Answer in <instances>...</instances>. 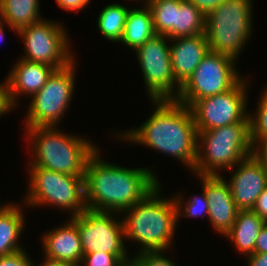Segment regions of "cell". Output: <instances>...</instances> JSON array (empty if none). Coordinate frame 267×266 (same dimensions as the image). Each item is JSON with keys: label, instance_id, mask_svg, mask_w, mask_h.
<instances>
[{"label": "cell", "instance_id": "38", "mask_svg": "<svg viewBox=\"0 0 267 266\" xmlns=\"http://www.w3.org/2000/svg\"><path fill=\"white\" fill-rule=\"evenodd\" d=\"M44 258L45 260L40 266H73L70 263L59 261V260H54L46 256ZM32 266H35L33 262H32Z\"/></svg>", "mask_w": 267, "mask_h": 266}, {"label": "cell", "instance_id": "31", "mask_svg": "<svg viewBox=\"0 0 267 266\" xmlns=\"http://www.w3.org/2000/svg\"><path fill=\"white\" fill-rule=\"evenodd\" d=\"M12 108H15L10 100L9 96V85L6 79V82L3 84L0 83V117L7 112H10ZM10 110V111H9Z\"/></svg>", "mask_w": 267, "mask_h": 266}, {"label": "cell", "instance_id": "26", "mask_svg": "<svg viewBox=\"0 0 267 266\" xmlns=\"http://www.w3.org/2000/svg\"><path fill=\"white\" fill-rule=\"evenodd\" d=\"M255 116L249 115L250 141L252 147L261 139L267 138V88L257 103Z\"/></svg>", "mask_w": 267, "mask_h": 266}, {"label": "cell", "instance_id": "15", "mask_svg": "<svg viewBox=\"0 0 267 266\" xmlns=\"http://www.w3.org/2000/svg\"><path fill=\"white\" fill-rule=\"evenodd\" d=\"M209 206L208 219L213 229L225 235L234 224L239 209L228 182L221 175H199Z\"/></svg>", "mask_w": 267, "mask_h": 266}, {"label": "cell", "instance_id": "24", "mask_svg": "<svg viewBox=\"0 0 267 266\" xmlns=\"http://www.w3.org/2000/svg\"><path fill=\"white\" fill-rule=\"evenodd\" d=\"M129 9L124 5L113 3L100 11L97 25L101 34L112 42H120Z\"/></svg>", "mask_w": 267, "mask_h": 266}, {"label": "cell", "instance_id": "20", "mask_svg": "<svg viewBox=\"0 0 267 266\" xmlns=\"http://www.w3.org/2000/svg\"><path fill=\"white\" fill-rule=\"evenodd\" d=\"M22 212L18 204L8 203L0 206V257L23 249L18 241L25 226Z\"/></svg>", "mask_w": 267, "mask_h": 266}, {"label": "cell", "instance_id": "28", "mask_svg": "<svg viewBox=\"0 0 267 266\" xmlns=\"http://www.w3.org/2000/svg\"><path fill=\"white\" fill-rule=\"evenodd\" d=\"M129 255H113L110 253L95 252L84 254V266H127L131 262Z\"/></svg>", "mask_w": 267, "mask_h": 266}, {"label": "cell", "instance_id": "33", "mask_svg": "<svg viewBox=\"0 0 267 266\" xmlns=\"http://www.w3.org/2000/svg\"><path fill=\"white\" fill-rule=\"evenodd\" d=\"M197 7L205 16L212 12L216 7H218L225 0H186Z\"/></svg>", "mask_w": 267, "mask_h": 266}, {"label": "cell", "instance_id": "40", "mask_svg": "<svg viewBox=\"0 0 267 266\" xmlns=\"http://www.w3.org/2000/svg\"><path fill=\"white\" fill-rule=\"evenodd\" d=\"M127 266H137L132 260Z\"/></svg>", "mask_w": 267, "mask_h": 266}, {"label": "cell", "instance_id": "9", "mask_svg": "<svg viewBox=\"0 0 267 266\" xmlns=\"http://www.w3.org/2000/svg\"><path fill=\"white\" fill-rule=\"evenodd\" d=\"M75 60L55 70L39 92L32 96L26 115V128L57 126L69 109L75 86Z\"/></svg>", "mask_w": 267, "mask_h": 266}, {"label": "cell", "instance_id": "13", "mask_svg": "<svg viewBox=\"0 0 267 266\" xmlns=\"http://www.w3.org/2000/svg\"><path fill=\"white\" fill-rule=\"evenodd\" d=\"M115 213L86 208L71 217L77 225L84 254L103 252L113 255H129L124 244L123 220H116Z\"/></svg>", "mask_w": 267, "mask_h": 266}, {"label": "cell", "instance_id": "1", "mask_svg": "<svg viewBox=\"0 0 267 266\" xmlns=\"http://www.w3.org/2000/svg\"><path fill=\"white\" fill-rule=\"evenodd\" d=\"M98 151L89 157L85 168L86 208L124 213L160 185L151 169L124 168L107 163Z\"/></svg>", "mask_w": 267, "mask_h": 266}, {"label": "cell", "instance_id": "6", "mask_svg": "<svg viewBox=\"0 0 267 266\" xmlns=\"http://www.w3.org/2000/svg\"><path fill=\"white\" fill-rule=\"evenodd\" d=\"M252 0H225L206 16L209 49L236 61L252 32Z\"/></svg>", "mask_w": 267, "mask_h": 266}, {"label": "cell", "instance_id": "16", "mask_svg": "<svg viewBox=\"0 0 267 266\" xmlns=\"http://www.w3.org/2000/svg\"><path fill=\"white\" fill-rule=\"evenodd\" d=\"M172 72L182 86L210 51L205 33L170 39Z\"/></svg>", "mask_w": 267, "mask_h": 266}, {"label": "cell", "instance_id": "8", "mask_svg": "<svg viewBox=\"0 0 267 266\" xmlns=\"http://www.w3.org/2000/svg\"><path fill=\"white\" fill-rule=\"evenodd\" d=\"M236 60L228 55L209 51L193 74L181 86L176 101L191 107L197 100L231 89L241 76Z\"/></svg>", "mask_w": 267, "mask_h": 266}, {"label": "cell", "instance_id": "3", "mask_svg": "<svg viewBox=\"0 0 267 266\" xmlns=\"http://www.w3.org/2000/svg\"><path fill=\"white\" fill-rule=\"evenodd\" d=\"M161 185L125 211L124 238L141 245L138 252L167 249L173 242L178 216L174 198L159 196Z\"/></svg>", "mask_w": 267, "mask_h": 266}, {"label": "cell", "instance_id": "11", "mask_svg": "<svg viewBox=\"0 0 267 266\" xmlns=\"http://www.w3.org/2000/svg\"><path fill=\"white\" fill-rule=\"evenodd\" d=\"M16 33L23 39L26 56L21 58L24 60L44 63L56 70L75 60L69 49L68 35L57 22L41 19Z\"/></svg>", "mask_w": 267, "mask_h": 266}, {"label": "cell", "instance_id": "35", "mask_svg": "<svg viewBox=\"0 0 267 266\" xmlns=\"http://www.w3.org/2000/svg\"><path fill=\"white\" fill-rule=\"evenodd\" d=\"M59 7L66 11H76L82 10L84 7L88 6L90 0H55Z\"/></svg>", "mask_w": 267, "mask_h": 266}, {"label": "cell", "instance_id": "23", "mask_svg": "<svg viewBox=\"0 0 267 266\" xmlns=\"http://www.w3.org/2000/svg\"><path fill=\"white\" fill-rule=\"evenodd\" d=\"M206 16L192 3L183 0L176 8L175 38L205 33Z\"/></svg>", "mask_w": 267, "mask_h": 266}, {"label": "cell", "instance_id": "32", "mask_svg": "<svg viewBox=\"0 0 267 266\" xmlns=\"http://www.w3.org/2000/svg\"><path fill=\"white\" fill-rule=\"evenodd\" d=\"M252 155L263 165L267 170V138L259 140L252 147Z\"/></svg>", "mask_w": 267, "mask_h": 266}, {"label": "cell", "instance_id": "34", "mask_svg": "<svg viewBox=\"0 0 267 266\" xmlns=\"http://www.w3.org/2000/svg\"><path fill=\"white\" fill-rule=\"evenodd\" d=\"M252 211L260 216L267 223V187L262 194L257 198Z\"/></svg>", "mask_w": 267, "mask_h": 266}, {"label": "cell", "instance_id": "10", "mask_svg": "<svg viewBox=\"0 0 267 266\" xmlns=\"http://www.w3.org/2000/svg\"><path fill=\"white\" fill-rule=\"evenodd\" d=\"M168 40L167 36L155 34L134 51L151 100H176L181 90L172 72Z\"/></svg>", "mask_w": 267, "mask_h": 266}, {"label": "cell", "instance_id": "2", "mask_svg": "<svg viewBox=\"0 0 267 266\" xmlns=\"http://www.w3.org/2000/svg\"><path fill=\"white\" fill-rule=\"evenodd\" d=\"M153 114L139 128L119 135L122 140L146 145L177 158L194 170L197 157V130L190 107L176 100H152Z\"/></svg>", "mask_w": 267, "mask_h": 266}, {"label": "cell", "instance_id": "5", "mask_svg": "<svg viewBox=\"0 0 267 266\" xmlns=\"http://www.w3.org/2000/svg\"><path fill=\"white\" fill-rule=\"evenodd\" d=\"M204 148V149H203ZM252 155L249 121L197 132L195 175H219Z\"/></svg>", "mask_w": 267, "mask_h": 266}, {"label": "cell", "instance_id": "4", "mask_svg": "<svg viewBox=\"0 0 267 266\" xmlns=\"http://www.w3.org/2000/svg\"><path fill=\"white\" fill-rule=\"evenodd\" d=\"M56 127L58 126L26 128L35 155L30 166L85 177L87 161L98 148L90 140L64 134Z\"/></svg>", "mask_w": 267, "mask_h": 266}, {"label": "cell", "instance_id": "39", "mask_svg": "<svg viewBox=\"0 0 267 266\" xmlns=\"http://www.w3.org/2000/svg\"><path fill=\"white\" fill-rule=\"evenodd\" d=\"M4 21L3 20H1L0 19V42L2 41V39H4L3 37H4V27H3V25H4Z\"/></svg>", "mask_w": 267, "mask_h": 266}, {"label": "cell", "instance_id": "25", "mask_svg": "<svg viewBox=\"0 0 267 266\" xmlns=\"http://www.w3.org/2000/svg\"><path fill=\"white\" fill-rule=\"evenodd\" d=\"M183 0H149L156 34L175 39L176 8Z\"/></svg>", "mask_w": 267, "mask_h": 266}, {"label": "cell", "instance_id": "30", "mask_svg": "<svg viewBox=\"0 0 267 266\" xmlns=\"http://www.w3.org/2000/svg\"><path fill=\"white\" fill-rule=\"evenodd\" d=\"M0 266H32V259L29 258L25 249L18 252L1 256Z\"/></svg>", "mask_w": 267, "mask_h": 266}, {"label": "cell", "instance_id": "7", "mask_svg": "<svg viewBox=\"0 0 267 266\" xmlns=\"http://www.w3.org/2000/svg\"><path fill=\"white\" fill-rule=\"evenodd\" d=\"M29 167L30 184L25 205H52L68 209L72 213L71 217L86 209L85 177L57 173L36 166Z\"/></svg>", "mask_w": 267, "mask_h": 266}, {"label": "cell", "instance_id": "14", "mask_svg": "<svg viewBox=\"0 0 267 266\" xmlns=\"http://www.w3.org/2000/svg\"><path fill=\"white\" fill-rule=\"evenodd\" d=\"M238 167L235 169L234 168ZM232 175L228 185L239 210H252L257 198L267 187V170L253 156H248L229 169Z\"/></svg>", "mask_w": 267, "mask_h": 266}, {"label": "cell", "instance_id": "22", "mask_svg": "<svg viewBox=\"0 0 267 266\" xmlns=\"http://www.w3.org/2000/svg\"><path fill=\"white\" fill-rule=\"evenodd\" d=\"M39 7L38 0H0V19L17 32L42 19Z\"/></svg>", "mask_w": 267, "mask_h": 266}, {"label": "cell", "instance_id": "29", "mask_svg": "<svg viewBox=\"0 0 267 266\" xmlns=\"http://www.w3.org/2000/svg\"><path fill=\"white\" fill-rule=\"evenodd\" d=\"M167 249L146 250L137 252L131 260L137 266H178L171 259L167 258L163 252Z\"/></svg>", "mask_w": 267, "mask_h": 266}, {"label": "cell", "instance_id": "27", "mask_svg": "<svg viewBox=\"0 0 267 266\" xmlns=\"http://www.w3.org/2000/svg\"><path fill=\"white\" fill-rule=\"evenodd\" d=\"M176 207H177V216L178 219L180 218L179 216H185V217H199L203 215V213H206L207 215L209 214V206H208V200L206 197V194L203 190V194L200 196H194L192 198H189L187 200L186 206L184 201H182L183 197L179 196L175 197L173 196ZM184 206V208H183Z\"/></svg>", "mask_w": 267, "mask_h": 266}, {"label": "cell", "instance_id": "36", "mask_svg": "<svg viewBox=\"0 0 267 266\" xmlns=\"http://www.w3.org/2000/svg\"><path fill=\"white\" fill-rule=\"evenodd\" d=\"M254 253H267V223H265L256 239Z\"/></svg>", "mask_w": 267, "mask_h": 266}, {"label": "cell", "instance_id": "37", "mask_svg": "<svg viewBox=\"0 0 267 266\" xmlns=\"http://www.w3.org/2000/svg\"><path fill=\"white\" fill-rule=\"evenodd\" d=\"M247 257V266H267V253H254Z\"/></svg>", "mask_w": 267, "mask_h": 266}, {"label": "cell", "instance_id": "21", "mask_svg": "<svg viewBox=\"0 0 267 266\" xmlns=\"http://www.w3.org/2000/svg\"><path fill=\"white\" fill-rule=\"evenodd\" d=\"M155 34L150 8L147 5L140 9L129 8L123 35L119 43L122 42L134 51Z\"/></svg>", "mask_w": 267, "mask_h": 266}, {"label": "cell", "instance_id": "17", "mask_svg": "<svg viewBox=\"0 0 267 266\" xmlns=\"http://www.w3.org/2000/svg\"><path fill=\"white\" fill-rule=\"evenodd\" d=\"M56 69L44 63L30 62L20 58L7 78L11 103L16 107L20 95L30 97L41 90Z\"/></svg>", "mask_w": 267, "mask_h": 266}, {"label": "cell", "instance_id": "12", "mask_svg": "<svg viewBox=\"0 0 267 266\" xmlns=\"http://www.w3.org/2000/svg\"><path fill=\"white\" fill-rule=\"evenodd\" d=\"M246 86L241 78L226 92L197 100L190 107L197 132L249 121Z\"/></svg>", "mask_w": 267, "mask_h": 266}, {"label": "cell", "instance_id": "19", "mask_svg": "<svg viewBox=\"0 0 267 266\" xmlns=\"http://www.w3.org/2000/svg\"><path fill=\"white\" fill-rule=\"evenodd\" d=\"M265 221L252 210H239L231 229L224 235L245 256L254 254L256 239Z\"/></svg>", "mask_w": 267, "mask_h": 266}, {"label": "cell", "instance_id": "18", "mask_svg": "<svg viewBox=\"0 0 267 266\" xmlns=\"http://www.w3.org/2000/svg\"><path fill=\"white\" fill-rule=\"evenodd\" d=\"M53 229L42 238L45 256L80 266L84 253L77 225L70 219L68 223Z\"/></svg>", "mask_w": 267, "mask_h": 266}]
</instances>
